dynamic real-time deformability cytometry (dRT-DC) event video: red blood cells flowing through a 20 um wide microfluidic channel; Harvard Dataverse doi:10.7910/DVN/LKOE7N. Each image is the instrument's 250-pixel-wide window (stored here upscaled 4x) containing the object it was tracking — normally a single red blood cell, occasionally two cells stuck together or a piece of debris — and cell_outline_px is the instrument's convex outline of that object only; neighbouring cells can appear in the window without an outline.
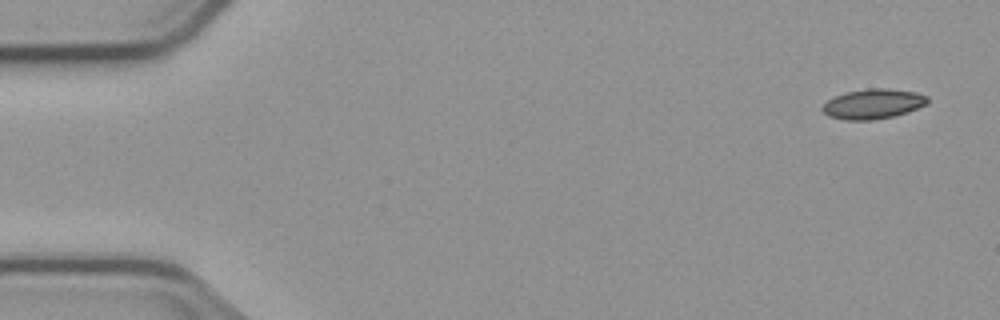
{"species": "common noctule bat (a hibernating species)", "species_latin": "Nyctalus noctula", "temperature_condition": "cold", "stored_images_in_passage": 2, "camera_frame_rate_fps": 3000, "um_per_image_px": 0.085, "animal": {"sex": "male", "body_mass_g": 23.1, "forearm_length_mm": 52.7}, "frame": {"image": 1, "passage_image": 1, "time_ms": 0.0, "image_size_px": [1000, 320], "cell_outline_px": [[928, 104], [892, 116], [872, 120], [844, 120], [828, 116], [820, 108], [828, 100], [836, 96], [848, 92], [868, 88], [888, 88], [916, 92], [928, 96]], "centroid_in_image_um": [74.2, 8.83], "position_along_channel_um": 10.8, "area_um2": 18.15}}